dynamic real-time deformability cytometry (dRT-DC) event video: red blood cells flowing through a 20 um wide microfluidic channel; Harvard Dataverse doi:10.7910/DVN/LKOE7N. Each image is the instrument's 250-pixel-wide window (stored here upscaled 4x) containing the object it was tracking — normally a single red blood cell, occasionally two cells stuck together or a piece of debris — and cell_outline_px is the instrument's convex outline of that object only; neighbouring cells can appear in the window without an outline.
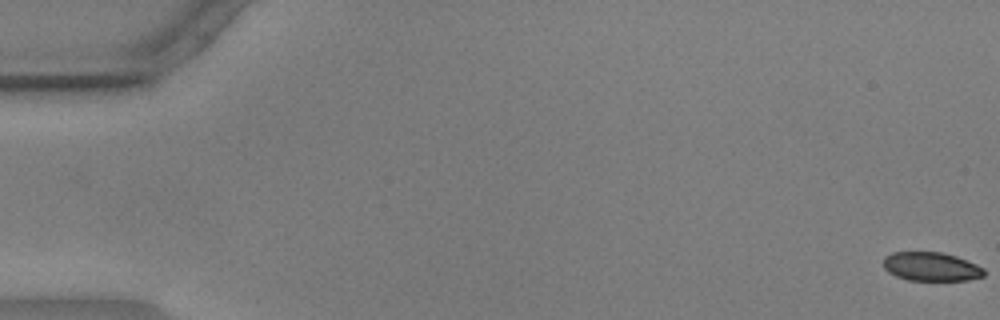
{"species": "common noctule bat (a hibernating species)", "species_latin": "Nyctalus noctula", "temperature_condition": "warm", "stored_images_in_passage": 57, "camera_frame_rate_fps": 3000, "um_per_image_px": 0.085, "animal": {"sex": "male", "body_mass_g": 17.9, "forearm_length_mm": 54.2}, "frame": {"image": 1, "passage_image": 1, "time_ms": 0.0, "image_size_px": [1000, 320], "cell_outline_px": [[984, 276], [968, 280], [908, 280], [896, 276], [888, 272], [884, 268], [884, 256], [892, 252], [944, 252], [956, 256], [976, 264], [984, 268]], "centroid_in_image_um": [79.14, 22.66], "position_along_channel_um": 5.9, "area_um2": 16.94}}
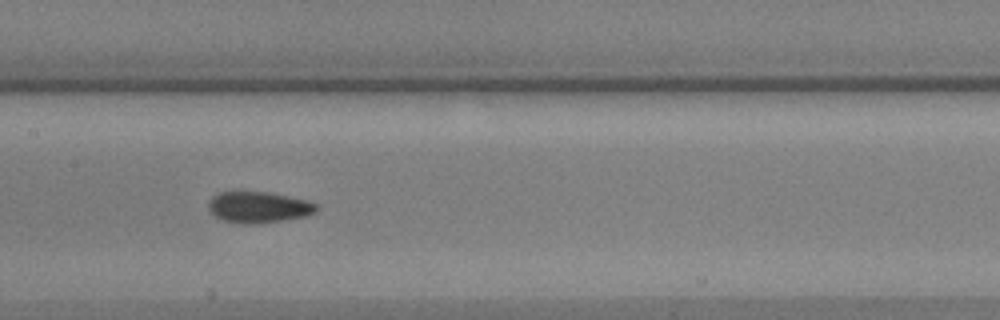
{"frame": {"image": 2, "passage_image": 29, "time_ms": 9.333, "image_size_px": [1000, 320], "cell_outline_px": [[316, 212], [304, 216], [284, 220], [260, 224], [240, 224], [224, 220], [216, 216], [208, 208], [208, 204], [212, 196], [220, 192], [268, 192], [308, 200], [316, 204]], "centroid_in_image_um": [21.98, 17.62], "position_along_channel_um": 185.4, "area_um2": 19.54}}
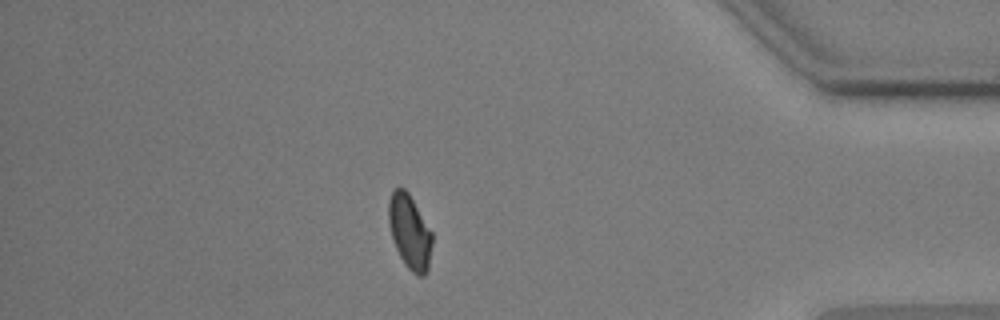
{"frame": {"image": 3, "passage_image": 50, "time_ms": 16.333, "image_size_px": [1000, 320], "cell_outline_px": [[432, 244], [428, 272], [424, 276], [416, 276], [404, 264], [392, 240], [388, 224], [388, 200], [392, 192], [400, 184], [408, 192], [432, 232]], "centroid_in_image_um": [34.81, 19.71], "position_along_channel_um": 400.4, "area_um2": 19.13}, "authors_computed_cell_mechanics": {"area_um2": 19.0162, "velocity_mm_per_s": 3.5863, "shape_relaxation_time_tau1_ms": 7.4742, "shape_relaxation_time_tau2_ms": 1.8551, "deformation_change_tau1": 0.1331, "deformation_change_tau2": 0.0486}}